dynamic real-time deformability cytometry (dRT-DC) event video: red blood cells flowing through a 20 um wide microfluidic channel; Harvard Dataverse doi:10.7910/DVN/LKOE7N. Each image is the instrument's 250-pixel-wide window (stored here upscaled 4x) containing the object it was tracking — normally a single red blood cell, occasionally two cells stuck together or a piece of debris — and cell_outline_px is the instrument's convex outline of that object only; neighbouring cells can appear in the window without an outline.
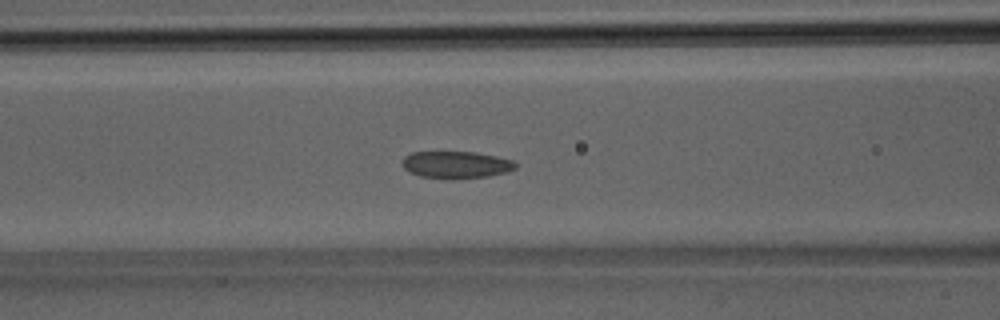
{"species": "Egyptian fruit bat (a non-hibernating species)", "species_latin": "Rousettus aegyptiacus", "temperature_condition": "room temperature", "stored_images_in_passage": 32, "camera_frame_rate_fps": 3000, "um_per_image_px": 0.085, "animal": {"sex": "male"}, "frame": {"image": 1, "passage_image": 10, "time_ms": 3.0, "image_size_px": [1000, 320], "cell_outline_px": [[516, 168], [508, 172], [488, 176], [420, 176], [408, 172], [400, 164], [404, 156], [412, 152], [476, 152], [496, 156], [512, 160], [516, 164]], "centroid_in_image_um": [38.75, 13.95], "position_along_channel_um": 127.9, "area_um2": 17.22}}
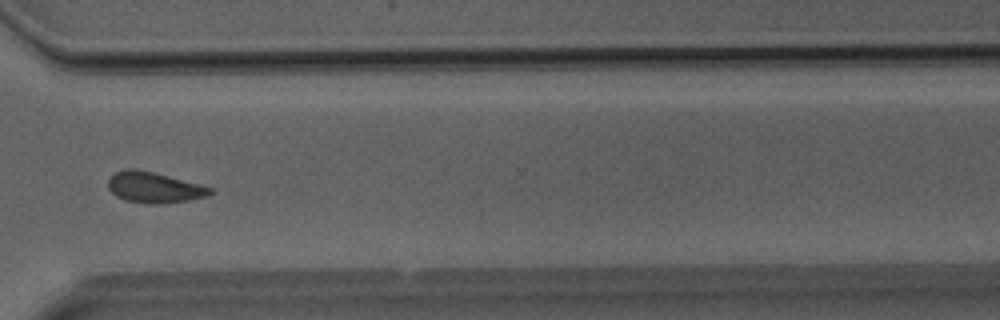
{"frame": {"image": 2, "passage_image": 23, "time_ms": 7.333, "image_size_px": [1000, 320], "cell_outline_px": [[212, 192], [208, 196], [188, 200], [156, 204], [148, 204], [124, 200], [116, 196], [108, 188], [108, 180], [116, 172], [128, 168], [136, 168], [152, 172], [212, 188]], "centroid_in_image_um": [13.05, 15.94], "position_along_channel_um": 357.5, "area_um2": 17.98}}
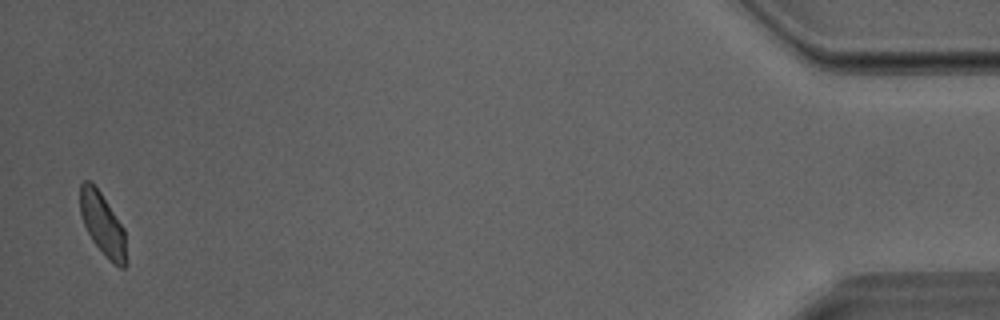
{"frame": {"image": 3, "passage_image": 32, "time_ms": 10.333, "image_size_px": [1000, 320], "cell_outline_px": [[128, 260], [124, 268], [120, 268], [112, 264], [108, 260], [92, 240], [84, 224], [80, 212], [80, 184], [84, 180], [88, 180], [100, 192], [124, 228]], "centroid_in_image_um": [8.75, 19.13], "position_along_channel_um": 426.4, "area_um2": 16.88}}